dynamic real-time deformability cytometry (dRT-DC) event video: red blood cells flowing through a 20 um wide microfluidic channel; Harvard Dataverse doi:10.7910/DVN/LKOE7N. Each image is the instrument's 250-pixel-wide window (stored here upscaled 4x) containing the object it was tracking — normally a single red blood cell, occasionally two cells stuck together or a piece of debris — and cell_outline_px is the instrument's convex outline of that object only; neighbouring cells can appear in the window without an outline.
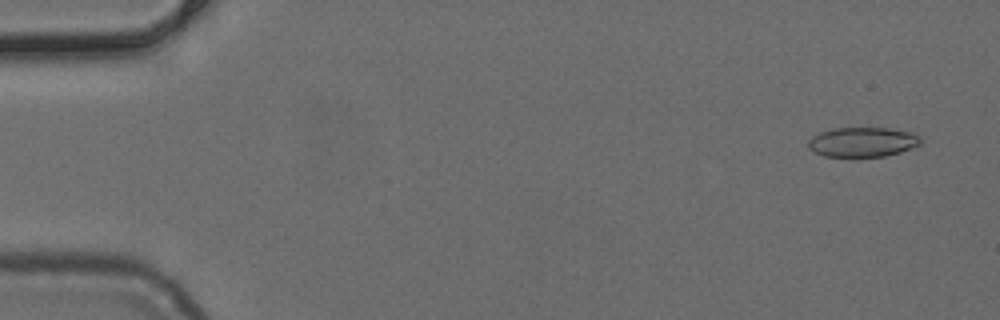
{"species": "common noctule bat (a hibernating species)", "species_latin": "Nyctalus noctula", "temperature_condition": "cold", "stored_images_in_passage": 50, "camera_frame_rate_fps": 3000, "um_per_image_px": 0.085, "animal": {"sex": "female", "body_mass_g": 24.6, "forearm_length_mm": 56.2}, "frame": {"image": 1, "passage_image": 2, "time_ms": 0.333, "image_size_px": [1000, 320], "cell_outline_px": [[920, 144], [900, 152], [884, 156], [824, 156], [812, 152], [808, 148], [808, 140], [812, 136], [820, 132], [832, 128], [888, 128], [908, 132], [920, 136]], "centroid_in_image_um": [73.25, 12.07], "position_along_channel_um": 11.7, "area_um2": 19.31}}
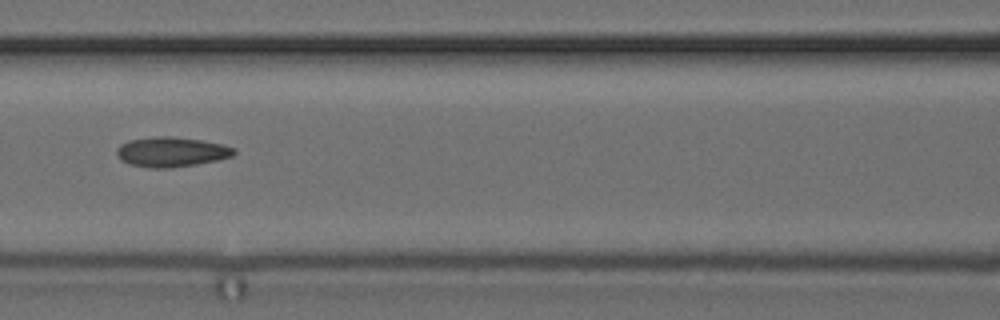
{"frame": {"image": 2, "passage_image": 22, "time_ms": 7.0, "image_size_px": [1000, 320], "cell_outline_px": [[236, 152], [232, 156], [216, 160], [196, 164], [168, 168], [148, 168], [128, 164], [120, 160], [116, 156], [116, 148], [120, 144], [128, 140], [156, 136], [172, 136], [200, 140], [220, 144], [236, 148]], "centroid_in_image_um": [14.5, 12.91], "position_along_channel_um": 152.1, "area_um2": 20.52}}
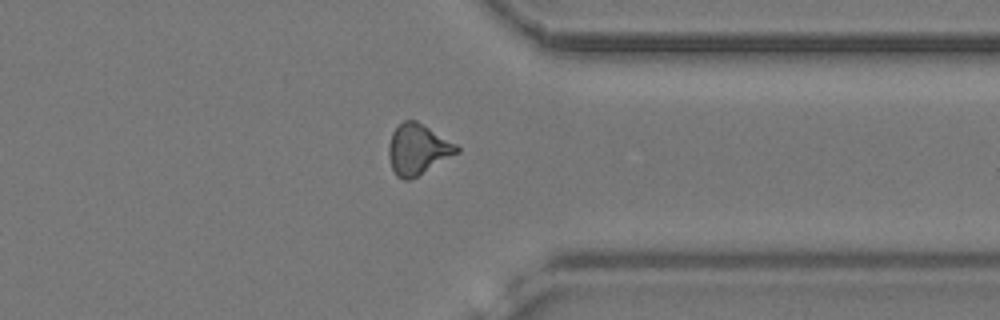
{"frame": {"image": 3, "passage_image": 39, "time_ms": 12.667, "image_size_px": [1000, 320], "cell_outline_px": [[460, 152], [416, 176], [408, 180], [404, 180], [396, 176], [392, 168], [388, 156], [388, 144], [392, 132], [404, 120], [416, 120], [456, 144], [460, 148]], "centroid_in_image_um": [35.49, 12.69], "position_along_channel_um": 375.9, "area_um2": 19.88}}